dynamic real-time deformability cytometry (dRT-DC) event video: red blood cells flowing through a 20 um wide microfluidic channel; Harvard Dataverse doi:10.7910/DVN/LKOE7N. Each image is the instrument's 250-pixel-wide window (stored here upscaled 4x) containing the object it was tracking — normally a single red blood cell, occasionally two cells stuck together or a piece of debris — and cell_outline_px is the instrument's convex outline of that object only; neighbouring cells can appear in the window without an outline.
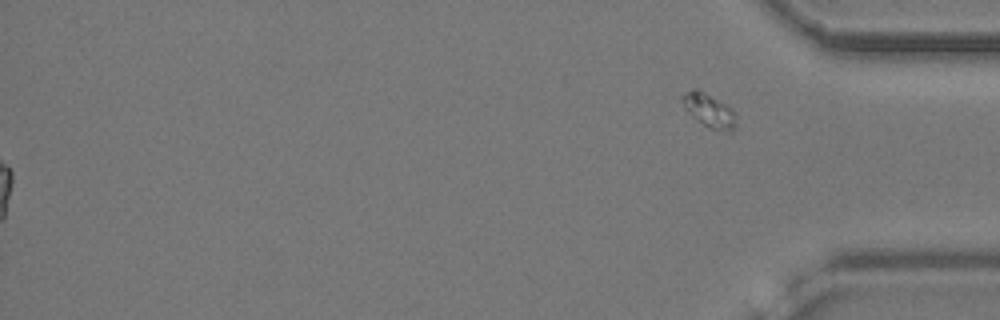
{"species": "common noctule bat (a hibernating species)", "species_latin": "Nyctalus noctula", "temperature_condition": "cold", "stored_images_in_passage": 53, "segment_of_instrument_passage": [2, 2], "camera_frame_rate_fps": 3000, "um_per_image_px": 0.085, "animal": {"sex": "female", "body_mass_g": 24.6, "forearm_length_mm": 56.2}, "frame": {"image": 1, "passage_image": 53, "time_ms": 17.333, "image_size_px": [1000, 320], "cell_outline_px": [[736, 128], [732, 132], [728, 132], [708, 128], [692, 116], [684, 108], [680, 100], [680, 96], [692, 88], [700, 88], [732, 108], [736, 112]], "centroid_in_image_um": [60.28, 9.37], "position_along_channel_um": 374.9, "area_um2": 11.04}}